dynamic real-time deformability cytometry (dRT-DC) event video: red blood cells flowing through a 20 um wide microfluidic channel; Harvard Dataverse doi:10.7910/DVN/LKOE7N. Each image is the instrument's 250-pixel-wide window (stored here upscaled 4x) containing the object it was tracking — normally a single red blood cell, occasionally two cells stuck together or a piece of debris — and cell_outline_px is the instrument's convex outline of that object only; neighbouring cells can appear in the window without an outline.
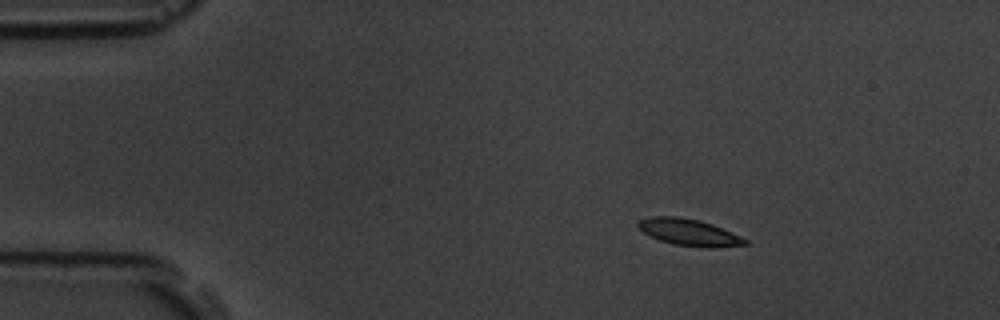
{"species": "common noctule bat (a hibernating species)", "species_latin": "Nyctalus noctula", "temperature_condition": "room temperature", "stored_images_in_passage": 3, "camera_frame_rate_fps": 3000, "um_per_image_px": 0.085, "animal": {"sex": "male", "body_mass_g": 19.5, "forearm_length_mm": 54.6}, "frame": {"image": 1, "passage_image": 1, "time_ms": 0.0, "image_size_px": [1000, 320], "cell_outline_px": [[748, 244], [712, 248], [708, 248], [672, 244], [660, 240], [644, 232], [636, 224], [640, 220], [648, 216], [676, 216], [700, 220], [712, 224], [740, 236], [748, 240]], "centroid_in_image_um": [58.57, 19.74], "position_along_channel_um": 26.4, "area_um2": 16.53}}